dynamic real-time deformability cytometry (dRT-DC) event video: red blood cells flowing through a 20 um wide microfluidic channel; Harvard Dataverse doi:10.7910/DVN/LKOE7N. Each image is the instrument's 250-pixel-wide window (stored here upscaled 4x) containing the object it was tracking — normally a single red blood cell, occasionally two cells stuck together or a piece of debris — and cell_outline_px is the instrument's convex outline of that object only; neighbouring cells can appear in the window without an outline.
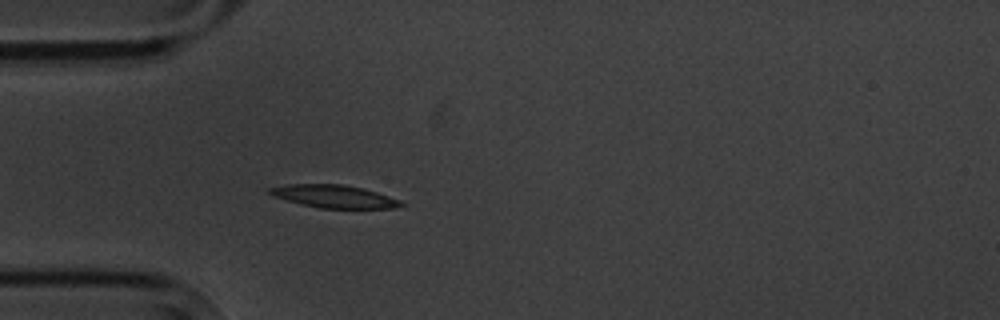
{"species": "common noctule bat (a hibernating species)", "species_latin": "Nyctalus noctula", "temperature_condition": "cold", "stored_images_in_passage": 4, "camera_frame_rate_fps": 3000, "um_per_image_px": 0.085, "animal": {"sex": "male", "body_mass_g": 20.1, "forearm_length_mm": 53.5}, "frame": {"image": 1, "passage_image": 4, "time_ms": 3.667, "image_size_px": [1000, 320], "cell_outline_px": [[408, 204], [396, 208], [320, 208], [272, 196], [268, 192], [268, 188], [288, 184], [340, 184], [360, 188], [376, 192], [400, 200]], "centroid_in_image_um": [28.42, 16.69], "position_along_channel_um": 56.6, "area_um2": 17.22}}